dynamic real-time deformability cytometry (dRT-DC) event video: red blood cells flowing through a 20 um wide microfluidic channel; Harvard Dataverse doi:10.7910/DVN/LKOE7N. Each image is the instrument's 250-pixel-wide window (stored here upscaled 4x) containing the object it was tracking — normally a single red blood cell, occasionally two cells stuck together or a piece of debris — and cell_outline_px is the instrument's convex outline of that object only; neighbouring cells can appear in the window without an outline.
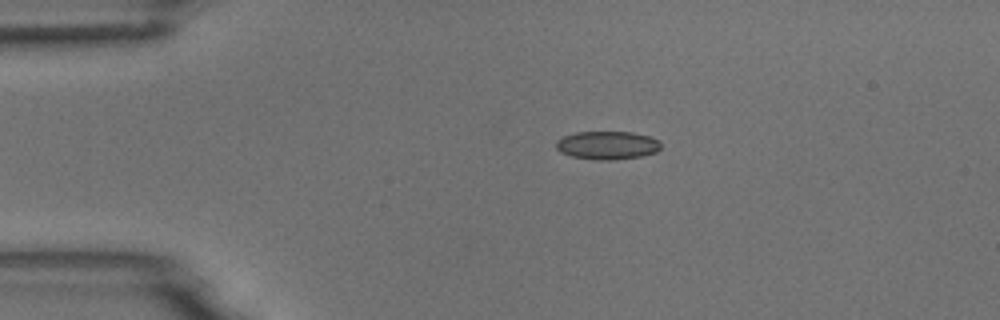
{"species": "common noctule bat (a hibernating species)", "species_latin": "Nyctalus noctula", "temperature_condition": "room temperature", "stored_images_in_passage": 4, "camera_frame_rate_fps": 3000, "um_per_image_px": 0.085, "animal": {"sex": "male", "body_mass_g": 18.8}, "frame": {"image": 1, "passage_image": 1, "time_ms": 0.0, "image_size_px": [1000, 320], "cell_outline_px": [[660, 148], [656, 152], [640, 156], [612, 160], [596, 160], [572, 156], [560, 152], [556, 148], [556, 140], [564, 136], [576, 132], [632, 132], [648, 136], [656, 140], [660, 144]], "centroid_in_image_um": [51.58, 12.35], "position_along_channel_um": 33.4, "area_um2": 17.11}}
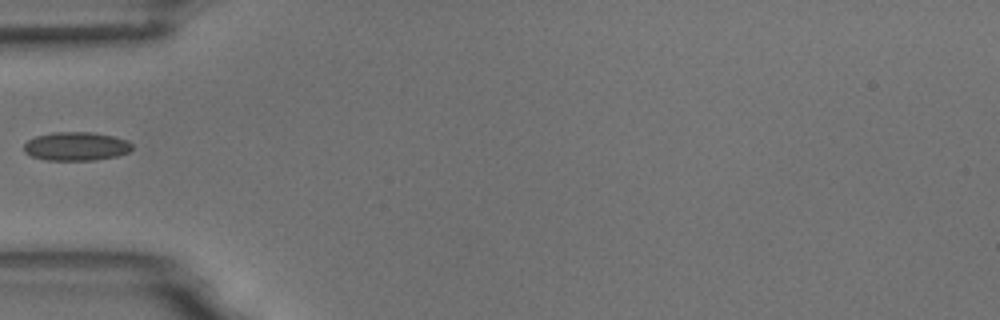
{"frame": {"image": 2, "passage_image": 3, "time_ms": 2.333, "image_size_px": [1000, 320], "cell_outline_px": [[132, 148], [128, 152], [116, 156], [96, 160], [44, 160], [32, 156], [24, 152], [24, 144], [28, 140], [36, 136], [52, 132], [92, 132], [112, 136], [128, 140], [132, 144]], "centroid_in_image_um": [6.46, 12.43], "position_along_channel_um": 78.5, "area_um2": 18.09}}